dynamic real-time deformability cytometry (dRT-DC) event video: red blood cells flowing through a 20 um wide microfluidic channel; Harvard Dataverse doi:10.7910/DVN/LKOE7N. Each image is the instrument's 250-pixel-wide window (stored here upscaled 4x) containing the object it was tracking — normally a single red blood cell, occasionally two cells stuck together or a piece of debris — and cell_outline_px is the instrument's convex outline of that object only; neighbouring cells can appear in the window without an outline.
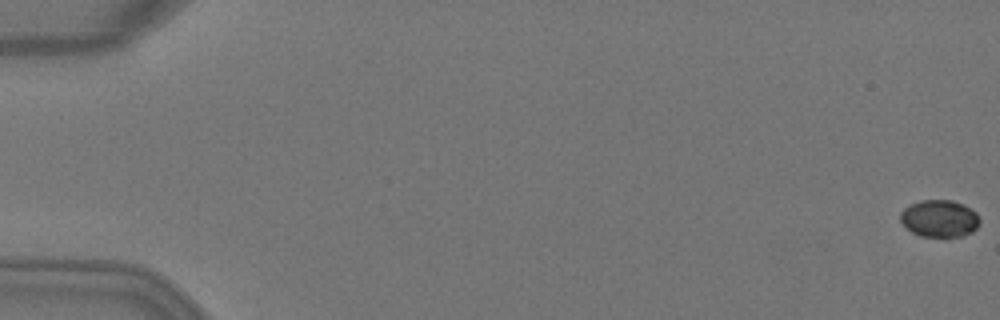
{"species": "Egyptian fruit bat (a non-hibernating species)", "species_latin": "Rousettus aegyptiacus", "temperature_condition": "warm", "stored_images_in_passage": 7, "camera_frame_rate_fps": 3000, "um_per_image_px": 0.085, "animal": {"sex": "female"}, "frame": {"image": 1, "passage_image": 1, "time_ms": 0.0, "image_size_px": [1000, 320], "cell_outline_px": [[980, 224], [972, 232], [964, 236], [944, 240], [920, 236], [912, 232], [900, 220], [900, 212], [908, 204], [920, 200], [952, 200], [964, 204], [976, 212], [980, 216]], "centroid_in_image_um": [79.88, 18.61], "position_along_channel_um": 5.1, "area_um2": 17.98}}
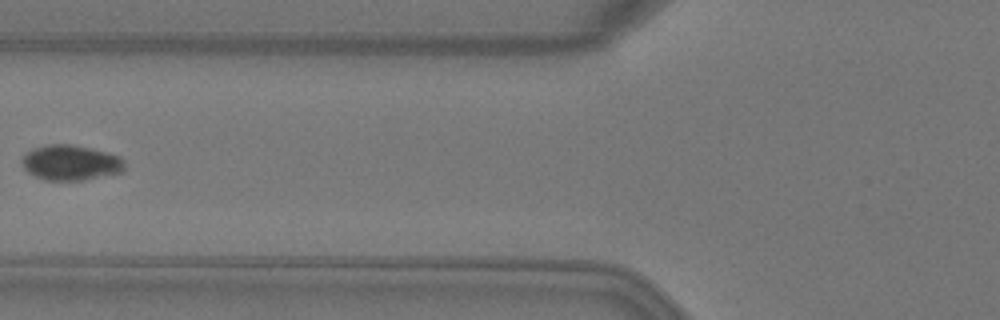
{"frame": {"image": 2, "passage_image": 7, "time_ms": 2.0, "image_size_px": [1000, 320], "cell_outline_px": [[124, 172], [80, 180], [44, 180], [28, 172], [24, 168], [20, 160], [32, 148], [48, 144], [72, 144], [92, 148], [108, 152], [120, 156], [124, 160]], "centroid_in_image_um": [6.02, 13.81], "position_along_channel_um": 119.8, "area_um2": 21.21}}